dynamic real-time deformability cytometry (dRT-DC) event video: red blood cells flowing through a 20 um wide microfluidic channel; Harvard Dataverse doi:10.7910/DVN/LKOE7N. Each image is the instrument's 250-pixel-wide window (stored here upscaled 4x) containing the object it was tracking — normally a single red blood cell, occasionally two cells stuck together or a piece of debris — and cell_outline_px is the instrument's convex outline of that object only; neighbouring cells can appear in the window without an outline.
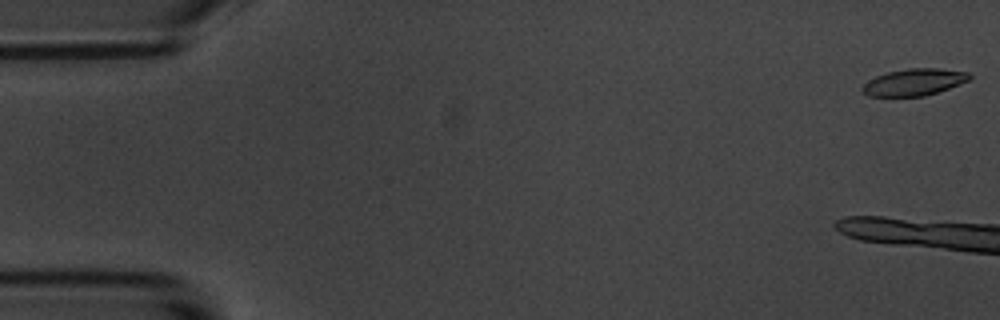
{"species": "common noctule bat (a hibernating species)", "species_latin": "Nyctalus noctula", "temperature_condition": "room temperature", "stored_images_in_passage": 6, "camera_frame_rate_fps": 3000, "um_per_image_px": 0.085, "animal": {"sex": "male", "body_mass_g": 20.1, "forearm_length_mm": 53.5}, "frame": {"image": 1, "passage_image": 1, "time_ms": 0.0, "image_size_px": [1000, 320], "cell_outline_px": [[972, 76], [968, 80], [948, 88], [924, 96], [868, 96], [860, 88], [868, 80], [876, 76], [888, 72], [908, 68], [936, 68], [968, 72]], "centroid_in_image_um": [77.67, 6.98], "position_along_channel_um": 7.3, "area_um2": 16.53}}